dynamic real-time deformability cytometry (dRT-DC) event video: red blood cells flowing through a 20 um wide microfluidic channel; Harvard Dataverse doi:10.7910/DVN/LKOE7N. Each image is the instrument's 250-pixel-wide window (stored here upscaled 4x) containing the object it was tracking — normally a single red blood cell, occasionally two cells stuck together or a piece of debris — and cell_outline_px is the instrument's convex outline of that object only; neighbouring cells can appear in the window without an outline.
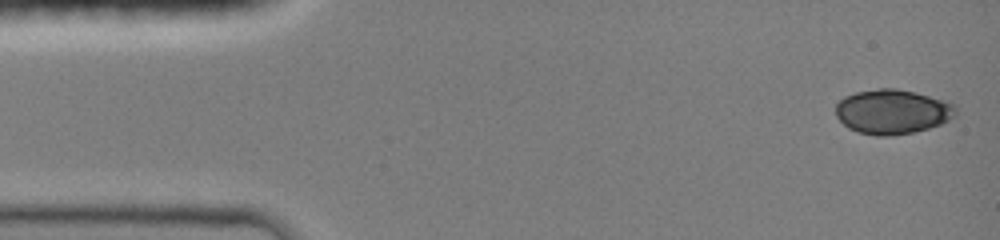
{"species": "common noctule bat (a hibernating species)", "species_latin": "Nyctalus noctula", "temperature_condition": "room temperature", "stored_images_in_passage": 38, "camera_frame_rate_fps": 3000, "um_per_image_px": 0.085, "animal": {"sex": "female", "body_mass_g": 19.0, "forearm_length_mm": 51.5}, "frame": {"image": 1, "passage_image": 1, "time_ms": 0.0, "image_size_px": [1000, 240], "cell_outline_px": [[956, 116], [940, 124], [928, 128], [912, 132], [892, 136], [876, 136], [856, 132], [848, 128], [836, 116], [836, 104], [844, 96], [856, 92], [880, 88], [896, 88], [916, 92], [948, 100], [956, 104]], "centroid_in_image_um": [75.88, 9.49], "position_along_channel_um": 9.1, "area_um2": 31.56}}